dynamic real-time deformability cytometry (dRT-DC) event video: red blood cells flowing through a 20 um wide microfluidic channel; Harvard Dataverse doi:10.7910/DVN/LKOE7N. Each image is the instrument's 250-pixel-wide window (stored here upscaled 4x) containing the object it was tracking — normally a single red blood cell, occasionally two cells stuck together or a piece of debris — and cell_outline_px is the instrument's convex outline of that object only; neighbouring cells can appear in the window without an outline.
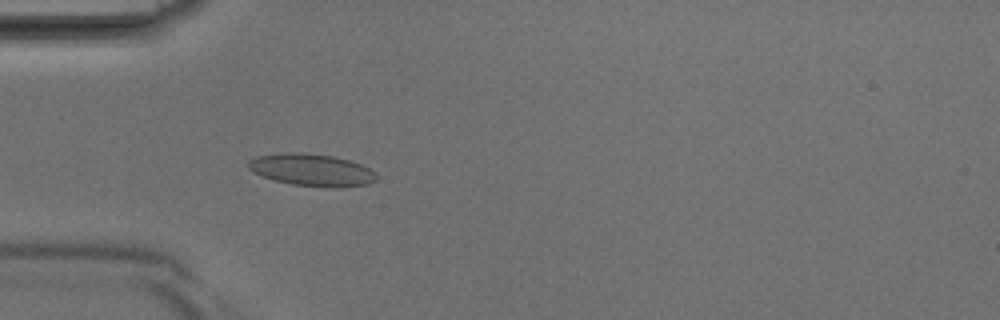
{"species": "Egyptian fruit bat (a non-hibernating species)", "species_latin": "Rousettus aegyptiacus", "temperature_condition": "room temperature", "stored_images_in_passage": 42, "camera_frame_rate_fps": 3000, "um_per_image_px": 0.085, "animal": {"sex": "male"}, "frame": {"image": 1, "passage_image": 13, "time_ms": 4.0, "image_size_px": [1000, 320], "cell_outline_px": [[376, 180], [368, 184], [340, 188], [328, 188], [292, 184], [260, 176], [252, 172], [248, 168], [248, 160], [256, 156], [284, 152], [300, 152], [332, 156], [348, 160], [360, 164], [376, 172]], "centroid_in_image_um": [26.48, 14.45], "position_along_channel_um": 58.5, "area_um2": 24.22}}
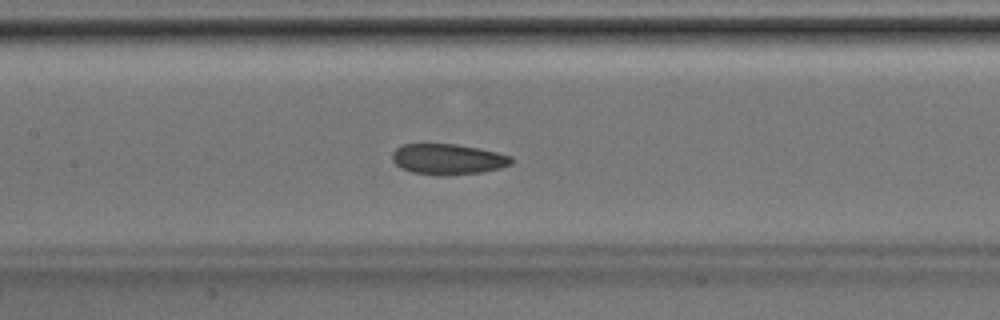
{"frame": {"image": 2, "passage_image": 20, "time_ms": 6.333, "image_size_px": [1000, 320], "cell_outline_px": [[512, 164], [500, 168], [480, 172], [440, 176], [412, 172], [400, 168], [392, 160], [392, 152], [400, 144], [456, 144], [496, 152], [512, 156]], "centroid_in_image_um": [38.03, 13.53], "position_along_channel_um": 169.4, "area_um2": 21.27}}
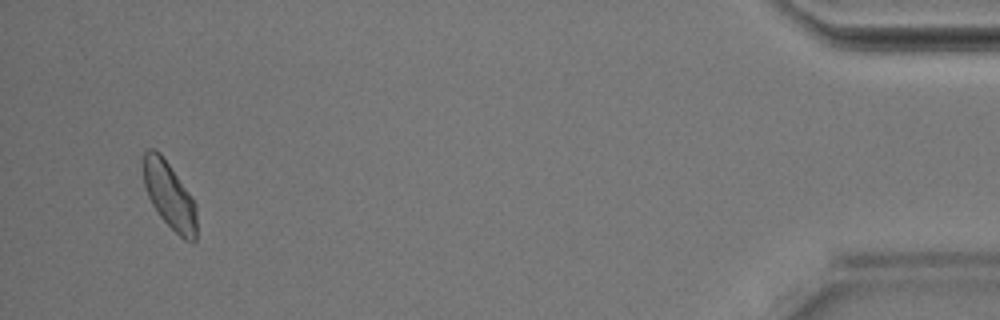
{"frame": {"image": 3, "passage_image": 40, "time_ms": 13.0, "image_size_px": [1000, 320], "cell_outline_px": [[196, 240], [192, 244], [184, 240], [160, 216], [152, 204], [148, 196], [144, 184], [144, 152], [148, 148], [152, 148], [160, 152], [192, 196], [196, 204]], "centroid_in_image_um": [14.43, 16.63], "position_along_channel_um": 420.8, "area_um2": 20.63}}